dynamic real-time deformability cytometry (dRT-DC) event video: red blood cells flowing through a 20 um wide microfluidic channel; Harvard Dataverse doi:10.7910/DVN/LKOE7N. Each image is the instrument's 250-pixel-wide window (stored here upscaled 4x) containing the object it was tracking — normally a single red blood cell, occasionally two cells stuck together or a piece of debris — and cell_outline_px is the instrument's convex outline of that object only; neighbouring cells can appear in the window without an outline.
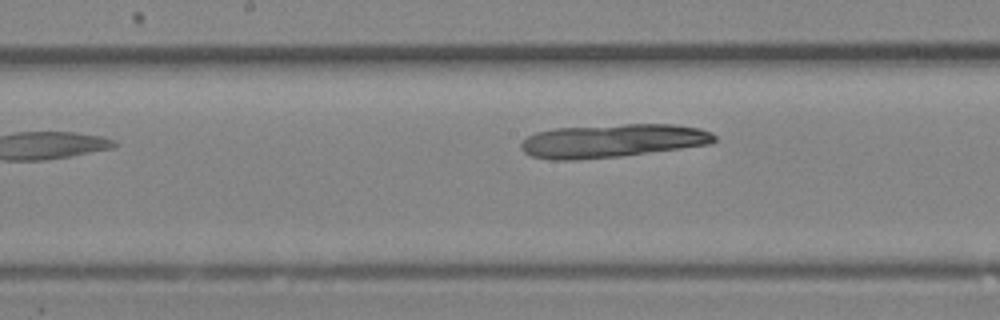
{"species": "Egyptian fruit bat (a non-hibernating species)", "species_latin": "Rousettus aegyptiacus", "temperature_condition": "room temperature", "stored_images_in_passage": 12, "camera_frame_rate_fps": 3000, "um_per_image_px": 0.085, "animal": {"sex": "female"}, "frame": {"image": 1, "passage_image": 12, "time_ms": 3.667, "image_size_px": [1000, 320], "cell_outline_px": [[716, 140], [712, 144], [620, 156], [572, 160], [552, 160], [532, 156], [524, 152], [520, 148], [520, 144], [528, 136], [536, 132], [556, 128], [624, 124], [672, 124], [700, 128], [712, 132], [716, 136]], "centroid_in_image_um": [52.07, 11.96], "position_along_channel_um": 196.1, "area_um2": 37.63}}